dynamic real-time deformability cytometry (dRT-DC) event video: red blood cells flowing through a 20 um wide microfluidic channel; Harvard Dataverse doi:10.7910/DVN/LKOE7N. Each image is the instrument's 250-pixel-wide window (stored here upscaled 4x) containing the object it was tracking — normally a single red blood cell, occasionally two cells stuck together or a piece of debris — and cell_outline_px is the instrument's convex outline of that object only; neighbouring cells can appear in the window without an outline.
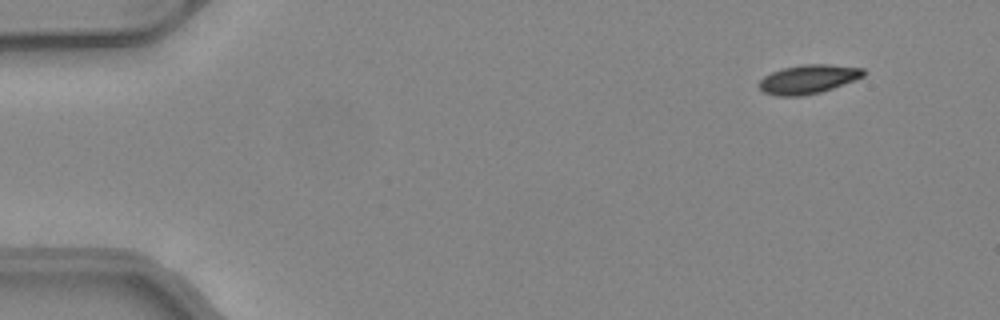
{"species": "common noctule bat (a hibernating species)", "species_latin": "Nyctalus noctula", "temperature_condition": "warm", "stored_images_in_passage": 47, "camera_frame_rate_fps": 3000, "um_per_image_px": 0.085, "animal": {"sex": "female", "body_mass_g": 24.6, "forearm_length_mm": 56.2}, "frame": {"image": 1, "passage_image": 1, "time_ms": 0.0, "image_size_px": [1000, 320], "cell_outline_px": [[868, 72], [864, 76], [856, 80], [820, 92], [804, 96], [776, 96], [764, 92], [756, 84], [764, 76], [772, 72], [784, 68], [804, 64], [828, 64], [864, 68]], "centroid_in_image_um": [68.72, 6.73], "position_along_channel_um": 16.3, "area_um2": 17.74}}
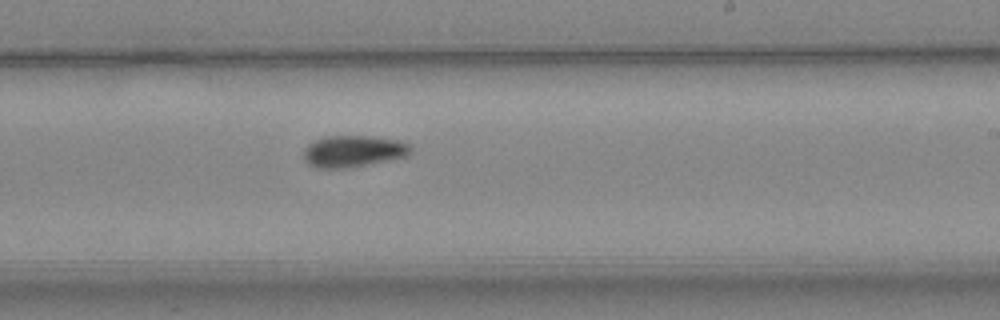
{"frame": {"image": 2, "passage_image": 27, "time_ms": 8.667, "image_size_px": [1000, 320], "cell_outline_px": [[412, 152], [408, 156], [352, 168], [316, 168], [308, 164], [304, 160], [304, 148], [308, 144], [324, 136], [368, 136], [400, 140], [408, 144], [412, 148]], "centroid_in_image_um": [30.04, 12.86], "position_along_channel_um": 259.0, "area_um2": 20.0}}
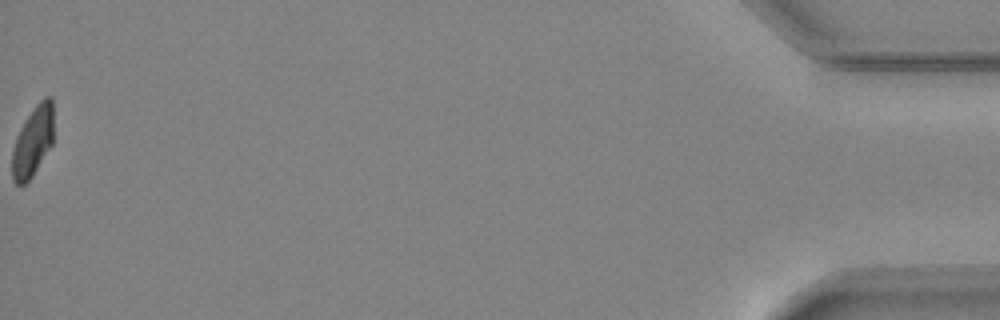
{"frame": {"image": 3, "passage_image": 47, "time_ms": 15.333, "image_size_px": [1000, 320], "cell_outline_px": [[52, 144], [32, 176], [24, 184], [16, 184], [12, 180], [12, 148], [16, 136], [20, 128], [36, 104], [44, 96], [52, 96]], "centroid_in_image_um": [2.77, 12.02], "position_along_channel_um": 432.4, "area_um2": 16.76}, "authors_computed_cell_mechanics": {"area_um2": 18.6116, "velocity_mm_per_s": 4.1282, "shape_relaxation_time_tau1_ms": 10.244, "shape_relaxation_time_tau2_ms": null, "deformation_change_tau1": 0.2317, "deformation_change_tau2": null}}